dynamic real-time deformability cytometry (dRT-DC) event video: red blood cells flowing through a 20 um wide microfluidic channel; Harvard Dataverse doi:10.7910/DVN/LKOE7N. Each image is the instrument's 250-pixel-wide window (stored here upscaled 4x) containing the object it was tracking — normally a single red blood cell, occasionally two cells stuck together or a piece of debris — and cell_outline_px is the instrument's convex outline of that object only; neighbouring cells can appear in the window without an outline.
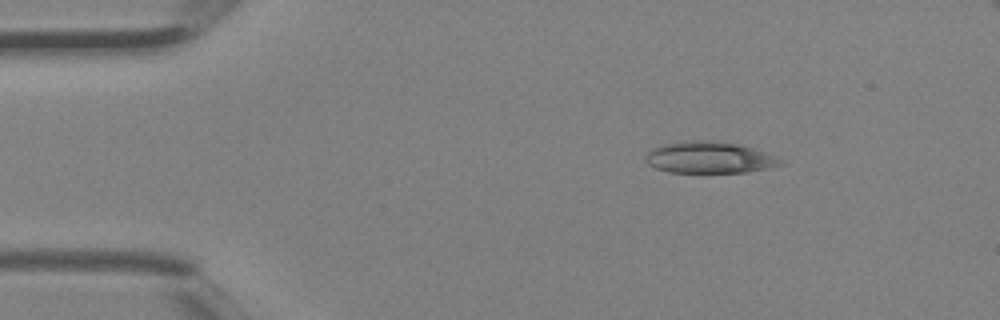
{"species": "Egyptian fruit bat (a non-hibernating species)", "species_latin": "Rousettus aegyptiacus", "temperature_condition": "room temperature", "stored_images_in_passage": 3, "camera_frame_rate_fps": 3000, "um_per_image_px": 0.085, "animal": {"sex": "female"}, "frame": {"image": 1, "passage_image": 1, "time_ms": 0.0, "image_size_px": [1000, 320], "cell_outline_px": [[784, 164], [768, 168], [748, 172], [668, 172], [656, 168], [648, 164], [644, 160], [648, 152], [660, 144], [684, 140], [708, 140], [736, 144], [752, 148], [776, 156]], "centroid_in_image_um": [60.25, 13.38], "position_along_channel_um": 24.7, "area_um2": 24.74}}